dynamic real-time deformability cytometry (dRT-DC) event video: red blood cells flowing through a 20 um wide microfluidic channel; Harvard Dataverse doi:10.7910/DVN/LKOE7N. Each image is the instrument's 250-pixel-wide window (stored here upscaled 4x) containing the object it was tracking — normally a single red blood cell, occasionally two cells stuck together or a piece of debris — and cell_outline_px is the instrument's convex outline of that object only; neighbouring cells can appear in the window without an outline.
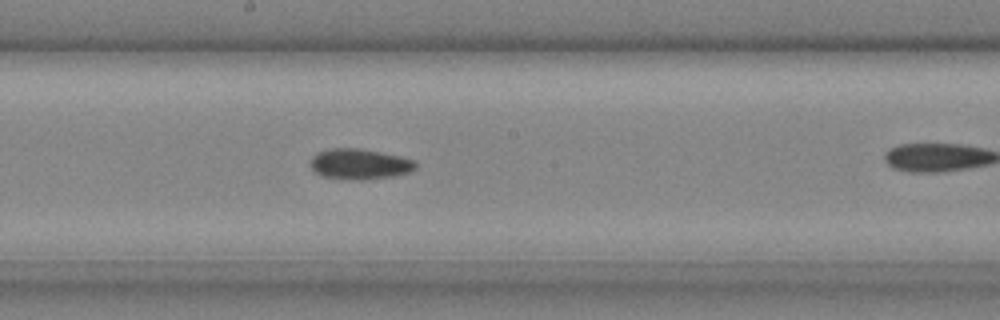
{"species": "common noctule bat (a hibernating species)", "species_latin": "Nyctalus noctula", "temperature_condition": "cold", "stored_images_in_passage": 22, "camera_frame_rate_fps": 3000, "um_per_image_px": 0.085, "animal": {"sex": "male", "body_mass_g": 20.4}, "frame": {"image": 1, "passage_image": 13, "time_ms": 4.0, "image_size_px": [1000, 320], "cell_outline_px": [[416, 168], [408, 172], [392, 176], [360, 180], [324, 176], [316, 172], [312, 168], [312, 156], [316, 152], [328, 148], [360, 148], [400, 156], [416, 160]], "centroid_in_image_um": [30.58, 13.92], "position_along_channel_um": 217.6, "area_um2": 18.5}}